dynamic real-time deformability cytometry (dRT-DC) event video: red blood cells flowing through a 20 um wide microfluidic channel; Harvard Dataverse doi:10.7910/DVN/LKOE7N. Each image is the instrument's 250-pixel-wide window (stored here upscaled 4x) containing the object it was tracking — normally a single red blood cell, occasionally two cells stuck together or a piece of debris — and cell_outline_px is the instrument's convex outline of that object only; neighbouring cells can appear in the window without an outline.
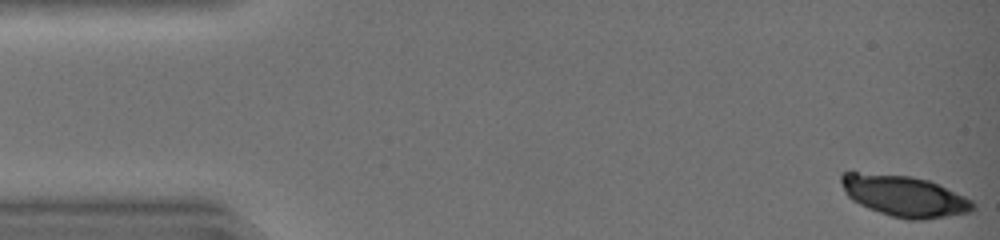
{"species": "common noctule bat (a hibernating species)", "species_latin": "Nyctalus noctula", "temperature_condition": "warm", "stored_images_in_passage": 44, "camera_frame_rate_fps": 3000, "um_per_image_px": 0.085, "animal": {"sex": "female", "body_mass_g": 19.0, "forearm_length_mm": 51.5}, "frame": {"image": 1, "passage_image": 1, "time_ms": 0.0, "image_size_px": [1000, 240], "cell_outline_px": [[976, 208], [972, 212], [924, 220], [908, 220], [892, 216], [868, 208], [852, 200], [844, 192], [840, 180], [840, 176], [844, 172], [856, 172], [912, 176], [928, 180], [964, 196], [972, 200], [976, 204]], "centroid_in_image_um": [76.87, 16.67], "position_along_channel_um": 8.1, "area_um2": 31.56}}
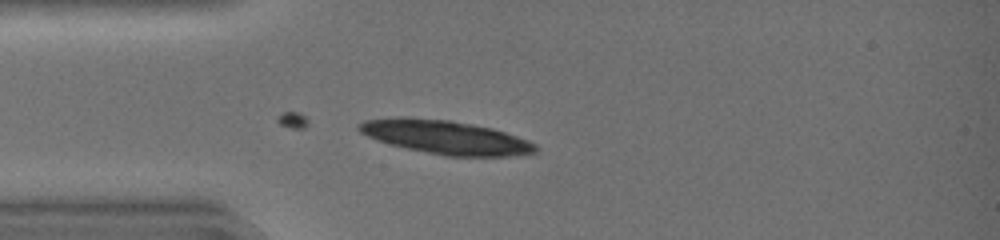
{"frame": {"image": 2, "passage_image": 12, "time_ms": 3.667, "image_size_px": [1000, 240], "cell_outline_px": [[536, 152], [512, 156], [444, 156], [408, 148], [376, 140], [360, 132], [356, 128], [356, 124], [364, 120], [400, 116], [408, 116], [452, 120], [492, 128], [528, 140], [536, 144]], "centroid_in_image_um": [37.83, 11.64], "position_along_channel_um": 47.2, "area_um2": 34.8}}